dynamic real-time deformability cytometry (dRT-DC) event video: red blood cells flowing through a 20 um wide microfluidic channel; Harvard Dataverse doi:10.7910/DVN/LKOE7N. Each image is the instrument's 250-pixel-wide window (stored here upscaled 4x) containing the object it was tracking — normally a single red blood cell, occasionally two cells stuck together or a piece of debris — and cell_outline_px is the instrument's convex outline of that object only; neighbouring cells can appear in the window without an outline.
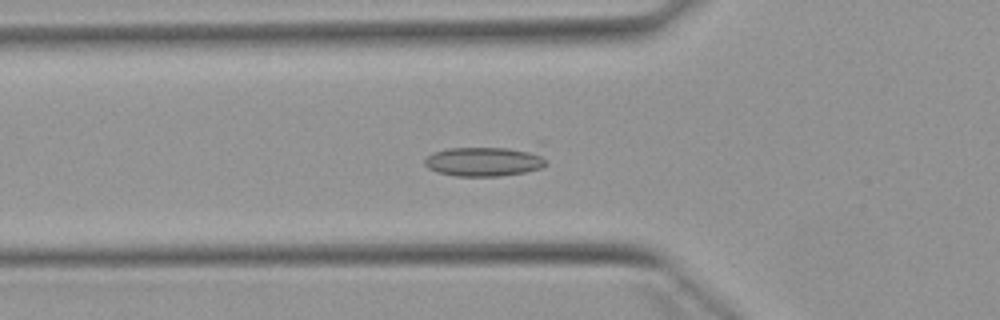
{"species": "Egyptian fruit bat (a non-hibernating species)", "species_latin": "Rousettus aegyptiacus", "temperature_condition": "warm", "stored_images_in_passage": 52, "camera_frame_rate_fps": 3000, "um_per_image_px": 0.085, "animal": {"sex": "female"}, "frame": {"image": 1, "passage_image": 18, "time_ms": 5.667, "image_size_px": [1000, 320], "cell_outline_px": [[548, 164], [540, 168], [524, 172], [500, 176], [456, 176], [436, 172], [428, 168], [424, 164], [424, 160], [432, 152], [448, 148], [536, 140], [544, 140], [548, 160]], "centroid_in_image_um": [41.6, 13.53], "position_along_channel_um": 84.2, "area_um2": 24.8}}
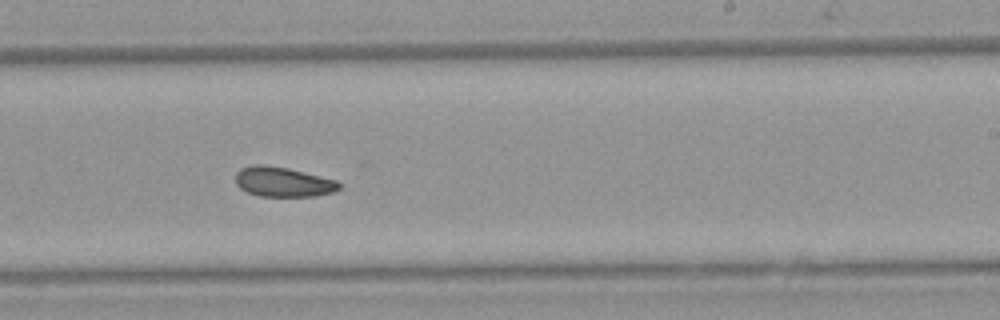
{"frame": {"image": 2, "passage_image": 32, "time_ms": 10.333, "image_size_px": [1000, 320], "cell_outline_px": [[340, 188], [332, 192], [316, 196], [260, 196], [248, 192], [240, 188], [236, 184], [236, 172], [240, 168], [252, 164], [260, 164], [288, 168], [336, 180], [340, 184]], "centroid_in_image_um": [24.03, 15.45], "position_along_channel_um": 265.0, "area_um2": 17.92}}
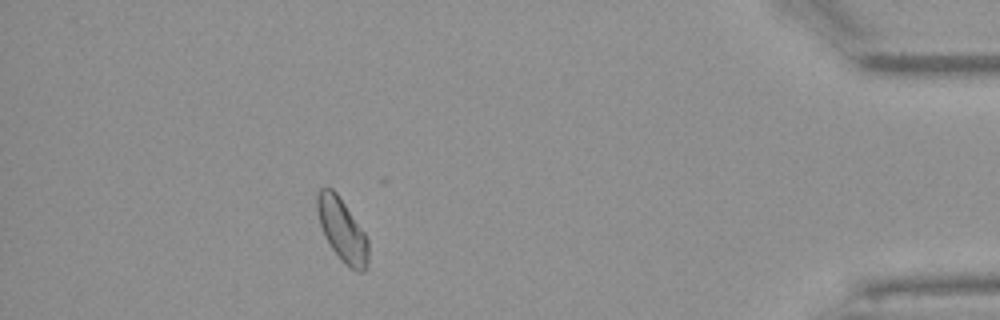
{"frame": {"image": 3, "passage_image": 47, "time_ms": 15.333, "image_size_px": [1000, 320], "cell_outline_px": [[368, 268], [364, 272], [356, 272], [340, 260], [324, 236], [320, 224], [316, 208], [316, 196], [320, 188], [332, 188], [336, 192], [364, 232], [368, 240]], "centroid_in_image_um": [29.08, 19.58], "position_along_channel_um": 406.1, "area_um2": 18.79}}